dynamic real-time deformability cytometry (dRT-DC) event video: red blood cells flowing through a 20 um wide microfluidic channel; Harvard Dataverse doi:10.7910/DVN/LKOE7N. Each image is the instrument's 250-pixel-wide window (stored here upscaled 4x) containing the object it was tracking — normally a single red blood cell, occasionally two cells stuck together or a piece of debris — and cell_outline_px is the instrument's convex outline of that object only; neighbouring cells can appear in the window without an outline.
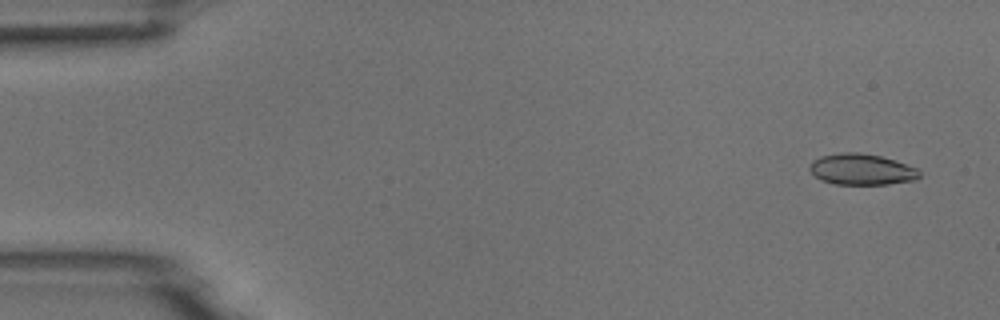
{"species": "common noctule bat (a hibernating species)", "species_latin": "Nyctalus noctula", "temperature_condition": "room temperature", "stored_images_in_passage": 7, "camera_frame_rate_fps": 3000, "um_per_image_px": 0.085, "animal": {"sex": "male", "body_mass_g": 18.8}, "frame": {"image": 1, "passage_image": 1, "time_ms": 0.0, "image_size_px": [1000, 320], "cell_outline_px": [[920, 176], [916, 180], [888, 184], [836, 184], [820, 180], [808, 168], [808, 164], [812, 160], [820, 156], [840, 152], [860, 152], [880, 156], [896, 160], [916, 168], [920, 172]], "centroid_in_image_um": [73.22, 14.39], "position_along_channel_um": 11.8, "area_um2": 20.06}}
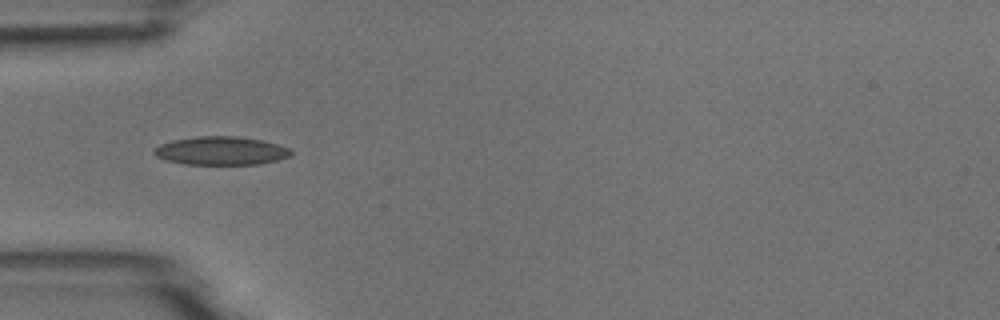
{"frame": {"image": 2, "passage_image": 5, "time_ms": 4.667, "image_size_px": [1000, 320], "cell_outline_px": [[292, 152], [288, 156], [276, 160], [260, 164], [184, 164], [168, 160], [156, 156], [152, 152], [160, 144], [172, 140], [196, 136], [236, 136], [264, 140], [288, 148]], "centroid_in_image_um": [18.76, 12.8], "position_along_channel_um": 66.2, "area_um2": 22.48}}